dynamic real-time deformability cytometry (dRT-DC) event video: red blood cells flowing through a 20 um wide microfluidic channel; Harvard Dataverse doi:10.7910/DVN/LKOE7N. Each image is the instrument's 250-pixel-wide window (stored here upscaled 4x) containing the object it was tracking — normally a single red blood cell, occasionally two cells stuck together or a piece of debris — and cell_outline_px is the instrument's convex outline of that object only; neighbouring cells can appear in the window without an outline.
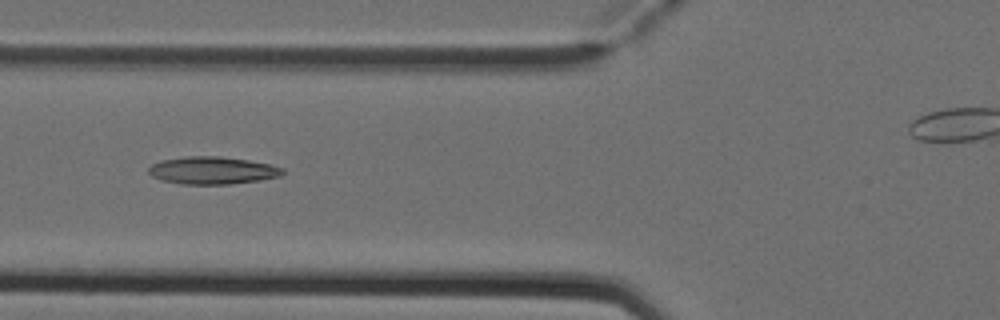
{"species": "Egyptian fruit bat (a non-hibernating species)", "species_latin": "Rousettus aegyptiacus", "temperature_condition": "cold", "stored_images_in_passage": 7, "camera_frame_rate_fps": 3000, "um_per_image_px": 0.085, "animal": {"sex": "female"}, "frame": {"image": 1, "passage_image": 5, "time_ms": 1.333, "image_size_px": [1000, 320], "cell_outline_px": [[284, 172], [280, 176], [260, 180], [228, 184], [180, 184], [160, 180], [152, 176], [148, 172], [148, 168], [152, 164], [160, 160], [184, 156], [220, 156], [248, 160], [268, 164], [284, 168]], "centroid_in_image_um": [18.01, 14.48], "position_along_channel_um": 107.8, "area_um2": 21.56}}
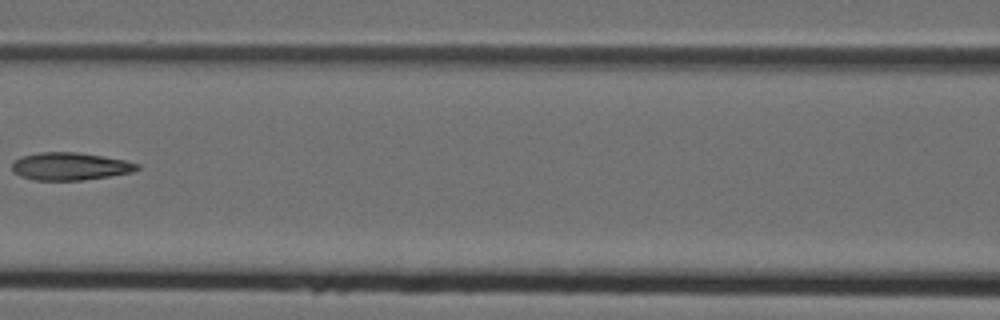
{"frame": {"image": 2, "passage_image": 6, "time_ms": 1.667, "image_size_px": [1000, 320], "cell_outline_px": [[140, 168], [132, 172], [84, 180], [32, 180], [20, 176], [12, 172], [12, 164], [20, 156], [40, 152], [76, 152], [124, 160], [140, 164]], "centroid_in_image_um": [5.92, 14.14], "position_along_channel_um": 160.7, "area_um2": 20.11}}
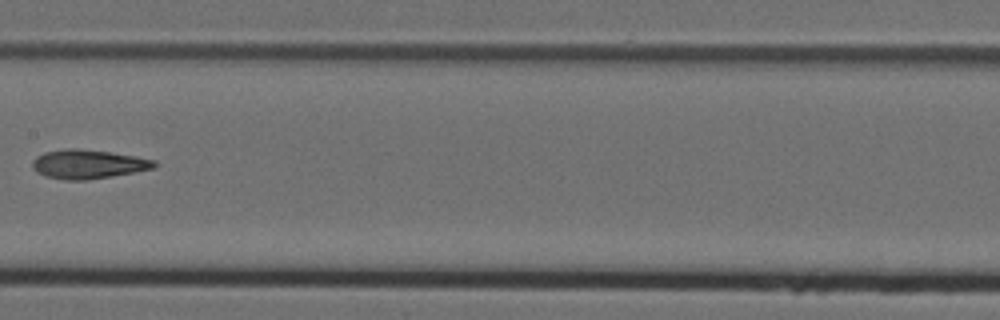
{"frame": {"image": 3, "passage_image": 7, "time_ms": 2.0, "image_size_px": [1000, 320], "cell_outline_px": [[156, 168], [112, 176], [88, 180], [68, 180], [44, 176], [36, 172], [32, 168], [32, 160], [36, 156], [44, 152], [68, 148], [80, 148], [136, 156], [156, 160]], "centroid_in_image_um": [7.47, 13.95], "position_along_channel_um": 199.9, "area_um2": 20.75}}